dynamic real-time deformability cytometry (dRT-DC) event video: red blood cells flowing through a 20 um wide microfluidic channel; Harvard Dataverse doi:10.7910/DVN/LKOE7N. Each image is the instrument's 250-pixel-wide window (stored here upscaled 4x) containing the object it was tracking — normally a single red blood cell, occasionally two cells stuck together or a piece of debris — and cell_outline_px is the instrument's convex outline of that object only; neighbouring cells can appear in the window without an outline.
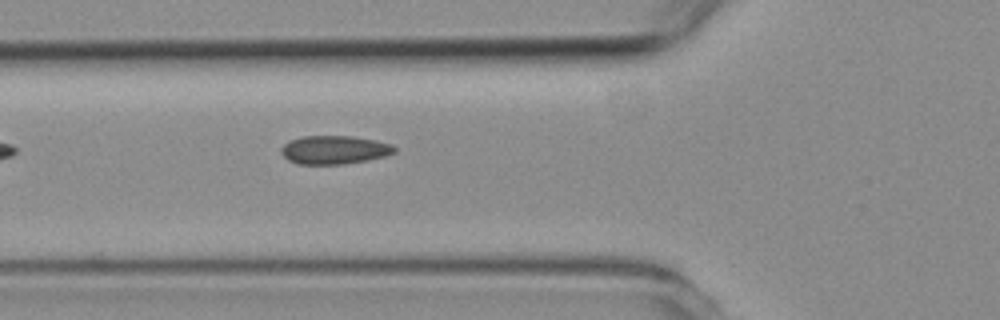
{"species": "common noctule bat (a hibernating species)", "species_latin": "Nyctalus noctula", "temperature_condition": "room temperature", "stored_images_in_passage": 7, "camera_frame_rate_fps": 3000, "um_per_image_px": 0.085, "animal": {"sex": "female", "body_mass_g": 19.3, "forearm_length_mm": 54.1}, "frame": {"image": 1, "passage_image": 6, "time_ms": 5.667, "image_size_px": [1000, 320], "cell_outline_px": [[396, 152], [388, 156], [368, 160], [344, 164], [300, 164], [288, 160], [280, 152], [280, 148], [288, 140], [304, 136], [352, 136], [376, 140], [392, 144], [396, 148]], "centroid_in_image_um": [28.44, 12.73], "position_along_channel_um": 97.4, "area_um2": 19.02}}